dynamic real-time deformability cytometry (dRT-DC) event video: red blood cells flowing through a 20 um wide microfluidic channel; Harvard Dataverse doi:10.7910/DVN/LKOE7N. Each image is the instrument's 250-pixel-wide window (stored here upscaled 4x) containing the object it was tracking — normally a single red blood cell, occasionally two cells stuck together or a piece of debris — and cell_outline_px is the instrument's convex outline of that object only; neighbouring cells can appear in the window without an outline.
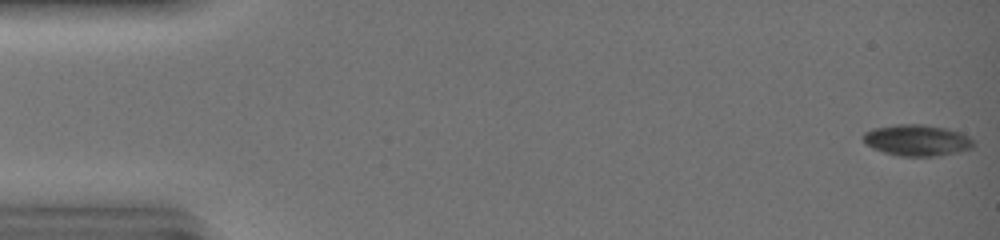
{"species": "common noctule bat (a hibernating species)", "species_latin": "Nyctalus noctula", "temperature_condition": "warm", "stored_images_in_passage": 30, "camera_frame_rate_fps": 3000, "um_per_image_px": 0.085, "animal": {"sex": "female", "body_mass_g": 19.0, "forearm_length_mm": 51.5}, "frame": {"image": 1, "passage_image": 1, "time_ms": 0.0, "image_size_px": [1000, 240], "cell_outline_px": [[976, 144], [972, 148], [940, 156], [900, 156], [884, 152], [872, 148], [864, 144], [864, 132], [872, 128], [896, 124], [920, 124], [948, 128], [960, 132], [968, 136]], "centroid_in_image_um": [77.94, 11.92], "position_along_channel_um": 7.1, "area_um2": 20.23}}
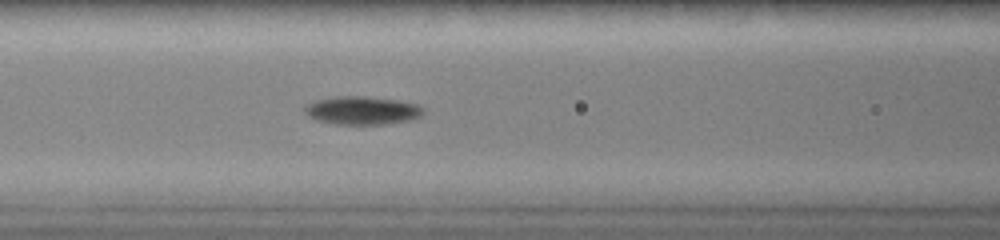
{"frame": {"image": 2, "passage_image": 21, "time_ms": 6.667, "image_size_px": [1000, 240], "cell_outline_px": [[424, 112], [420, 116], [412, 120], [388, 124], [336, 124], [316, 120], [308, 116], [304, 112], [304, 108], [308, 104], [316, 100], [336, 96], [368, 96], [400, 100], [420, 104], [424, 108]], "centroid_in_image_um": [30.84, 9.38], "position_along_channel_um": 135.8, "area_um2": 19.83}}
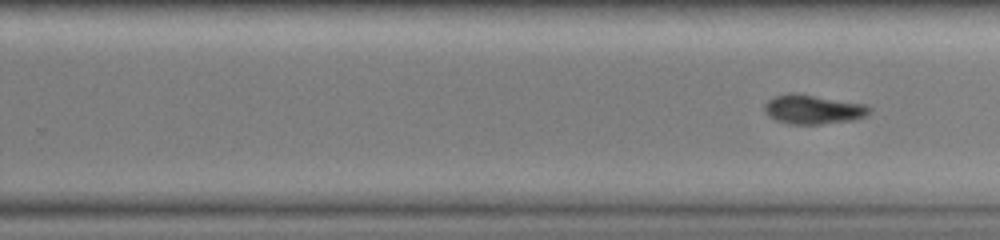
{"frame": {"image": 3, "passage_image": 30, "time_ms": 9.667, "image_size_px": [1000, 240], "cell_outline_px": [[872, 112], [864, 116], [852, 120], [820, 124], [788, 124], [776, 120], [768, 116], [764, 112], [764, 104], [772, 96], [788, 92], [796, 92], [868, 104], [872, 108]], "centroid_in_image_um": [69.1, 9.27], "position_along_channel_um": 260.7, "area_um2": 18.38}}